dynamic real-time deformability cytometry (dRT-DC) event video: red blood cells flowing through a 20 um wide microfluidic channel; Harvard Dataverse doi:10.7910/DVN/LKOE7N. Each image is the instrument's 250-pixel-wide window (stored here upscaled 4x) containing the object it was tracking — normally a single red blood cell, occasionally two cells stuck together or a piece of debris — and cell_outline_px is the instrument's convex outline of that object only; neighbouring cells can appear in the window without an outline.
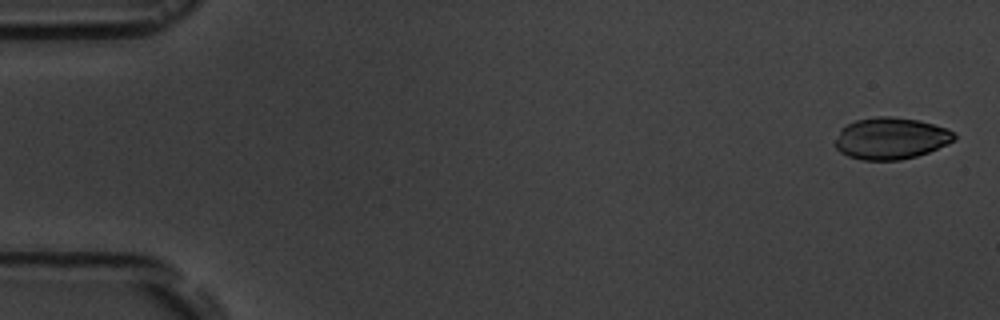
{"species": "common noctule bat (a hibernating species)", "species_latin": "Nyctalus noctula", "temperature_condition": "room temperature", "stored_images_in_passage": 5, "camera_frame_rate_fps": 3000, "um_per_image_px": 0.085, "animal": {"sex": "male", "body_mass_g": 19.5, "forearm_length_mm": 54.6}, "frame": {"image": 1, "passage_image": 1, "time_ms": 0.0, "image_size_px": [1000, 320], "cell_outline_px": [[956, 140], [948, 144], [928, 152], [916, 156], [900, 160], [864, 160], [848, 156], [840, 152], [836, 148], [836, 140], [840, 128], [856, 120], [876, 116], [892, 116], [920, 120], [948, 128], [956, 136]], "centroid_in_image_um": [75.74, 11.75], "position_along_channel_um": 9.3, "area_um2": 29.07}}